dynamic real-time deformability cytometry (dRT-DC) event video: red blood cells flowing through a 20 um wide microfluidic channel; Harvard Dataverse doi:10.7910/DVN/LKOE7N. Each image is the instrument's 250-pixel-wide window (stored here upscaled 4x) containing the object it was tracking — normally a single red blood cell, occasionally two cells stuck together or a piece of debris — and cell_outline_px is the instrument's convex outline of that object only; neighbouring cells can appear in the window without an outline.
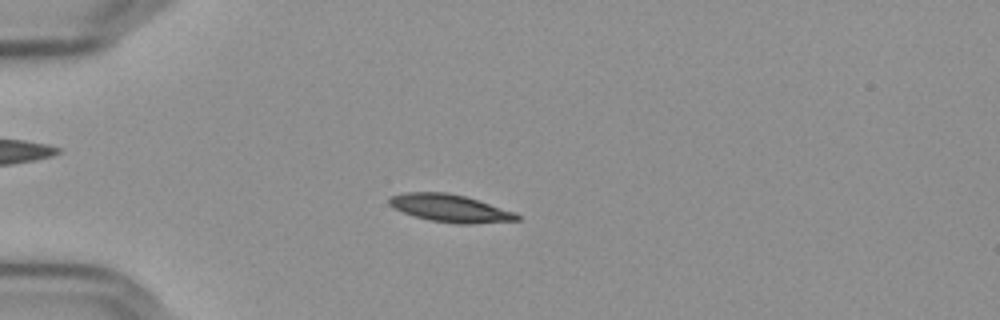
{"species": "Egyptian fruit bat (a non-hibernating species)", "species_latin": "Rousettus aegyptiacus", "temperature_condition": "cold", "stored_images_in_passage": 54, "camera_frame_rate_fps": 3000, "um_per_image_px": 0.085, "frame": {"image": 1, "passage_image": 13, "time_ms": 4.0, "image_size_px": [1000, 320], "cell_outline_px": [[520, 220], [472, 224], [456, 224], [428, 220], [412, 216], [392, 208], [388, 204], [388, 196], [408, 192], [444, 192], [464, 196], [516, 212], [520, 216]], "centroid_in_image_um": [38.22, 17.71], "position_along_channel_um": 46.8, "area_um2": 20.75}}
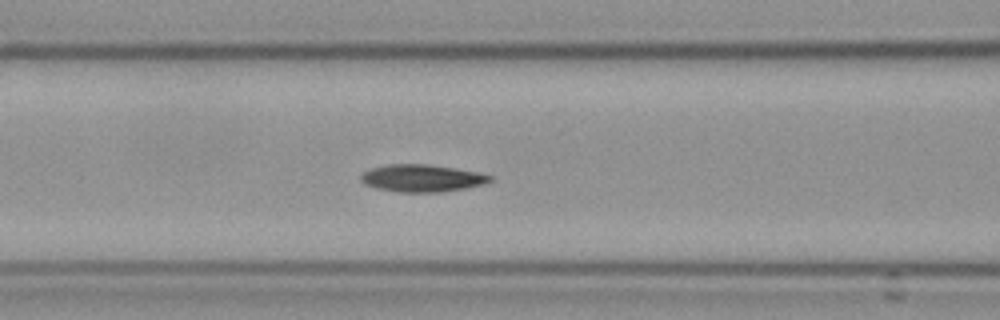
{"frame": {"image": 2, "passage_image": 22, "time_ms": 7.0, "image_size_px": [1000, 320], "cell_outline_px": [[492, 180], [484, 184], [468, 188], [444, 192], [400, 192], [376, 188], [364, 184], [360, 180], [360, 176], [364, 172], [372, 168], [388, 164], [428, 164], [476, 172], [492, 176]], "centroid_in_image_um": [35.86, 15.15], "position_along_channel_um": 130.7, "area_um2": 20.52}}
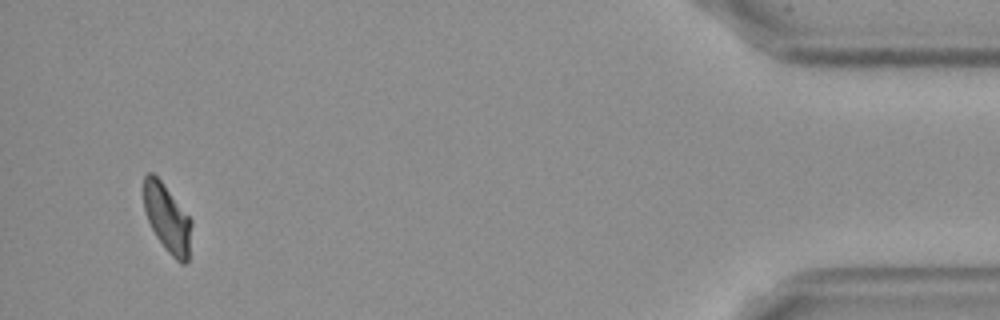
{"frame": {"image": 3, "passage_image": 52, "time_ms": 17.0, "image_size_px": [1000, 320], "cell_outline_px": [[192, 224], [188, 260], [184, 264], [180, 264], [168, 252], [156, 236], [148, 220], [144, 208], [144, 176], [148, 172], [152, 172], [160, 180], [192, 220]], "centroid_in_image_um": [14.22, 18.58], "position_along_channel_um": 421.0, "area_um2": 18.67}, "authors_computed_cell_mechanics": {"area_um2": 19.941, "velocity_mm_per_s": 3.5968, "shape_relaxation_time_tau1_ms": 5.2192, "shape_relaxation_time_tau2_ms": 4.3599, "deformation_change_tau1": 0.1265, "deformation_change_tau2": 0.0927}}